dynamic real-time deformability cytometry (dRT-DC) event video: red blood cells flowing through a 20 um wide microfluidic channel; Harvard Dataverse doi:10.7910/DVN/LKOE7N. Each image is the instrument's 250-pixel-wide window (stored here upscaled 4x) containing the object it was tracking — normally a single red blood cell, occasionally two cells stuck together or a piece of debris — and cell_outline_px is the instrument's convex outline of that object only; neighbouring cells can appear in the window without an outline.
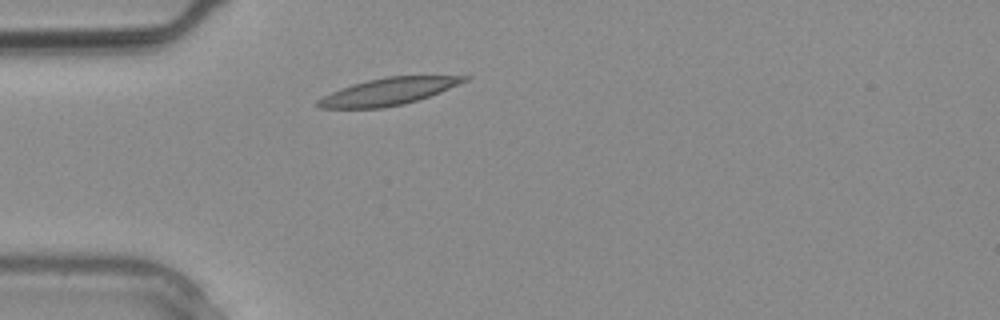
{"species": "common noctule bat (a hibernating species)", "species_latin": "Nyctalus noctula", "temperature_condition": "warm", "stored_images_in_passage": 1, "camera_frame_rate_fps": 3000, "um_per_image_px": 0.085, "animal": {"sex": "male", "body_mass_g": 20.4}, "frame": {"image": 1, "passage_image": 1, "time_ms": 0.0, "image_size_px": [1000, 320], "cell_outline_px": [[472, 76], [468, 80], [440, 92], [404, 104], [384, 108], [320, 108], [316, 104], [316, 100], [340, 88], [352, 84], [384, 76]], "centroid_in_image_um": [32.98, 7.78], "position_along_channel_um": 52.0, "area_um2": 22.89}}